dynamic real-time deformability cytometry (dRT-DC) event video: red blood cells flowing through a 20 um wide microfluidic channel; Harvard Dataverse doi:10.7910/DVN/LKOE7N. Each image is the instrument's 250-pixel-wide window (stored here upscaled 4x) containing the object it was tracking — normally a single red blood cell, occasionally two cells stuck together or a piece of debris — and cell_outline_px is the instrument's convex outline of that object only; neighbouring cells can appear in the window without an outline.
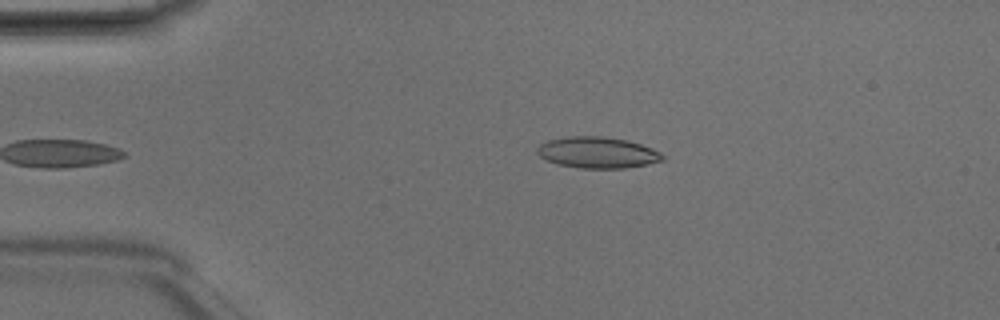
{"species": "Egyptian fruit bat (a non-hibernating species)", "species_latin": "Rousettus aegyptiacus", "temperature_condition": "room temperature", "stored_images_in_passage": 34, "camera_frame_rate_fps": 3000, "um_per_image_px": 0.085, "animal": {"sex": "male"}, "frame": {"image": 1, "passage_image": 1, "time_ms": 0.0, "image_size_px": [1000, 320], "cell_outline_px": [[664, 160], [624, 168], [580, 168], [556, 164], [540, 156], [536, 152], [536, 148], [540, 144], [548, 140], [568, 136], [600, 136], [628, 140], [652, 148], [660, 152], [664, 156]], "centroid_in_image_um": [50.76, 12.96], "position_along_channel_um": 34.2, "area_um2": 22.72}}
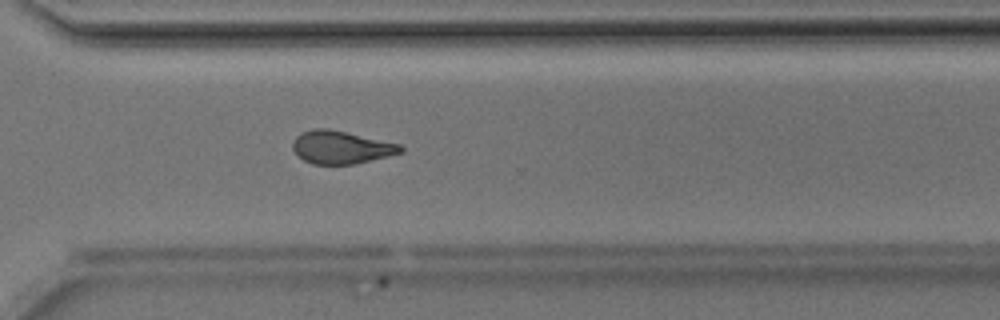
{"frame": {"image": 2, "passage_image": 26, "time_ms": 8.333, "image_size_px": [1000, 320], "cell_outline_px": [[404, 152], [388, 156], [352, 164], [312, 164], [296, 156], [292, 148], [292, 140], [300, 132], [312, 128], [328, 128], [400, 144], [404, 148]], "centroid_in_image_um": [28.94, 12.51], "position_along_channel_um": 341.7, "area_um2": 20.81}}
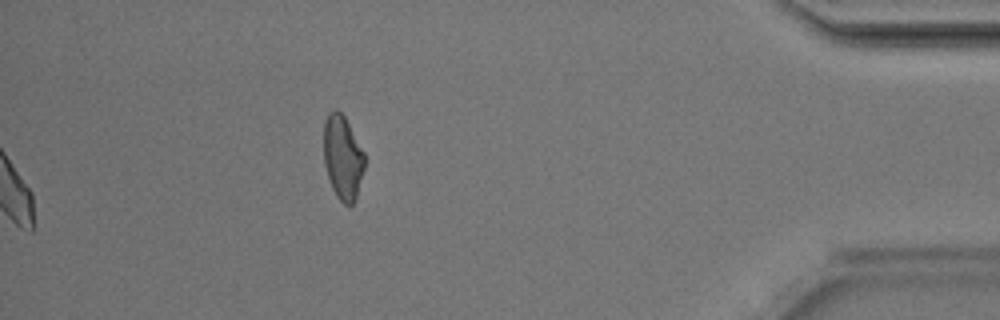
{"frame": {"image": 3, "passage_image": 34, "time_ms": 11.0, "image_size_px": [1000, 320], "cell_outline_px": [[364, 168], [356, 196], [352, 204], [348, 208], [336, 196], [332, 188], [324, 164], [324, 120], [328, 112], [336, 108], [344, 116], [364, 152]], "centroid_in_image_um": [29.11, 13.37], "position_along_channel_um": 406.1, "area_um2": 19.94}, "authors_computed_cell_mechanics": {"area_um2": 21.0392, "velocity_mm_per_s": 4.2059, "shape_relaxation_time_tau1_ms": 9.6145, "shape_relaxation_time_tau2_ms": 3.6011, "deformation_change_tau1": 0.2364, "deformation_change_tau2": 0.1118}}